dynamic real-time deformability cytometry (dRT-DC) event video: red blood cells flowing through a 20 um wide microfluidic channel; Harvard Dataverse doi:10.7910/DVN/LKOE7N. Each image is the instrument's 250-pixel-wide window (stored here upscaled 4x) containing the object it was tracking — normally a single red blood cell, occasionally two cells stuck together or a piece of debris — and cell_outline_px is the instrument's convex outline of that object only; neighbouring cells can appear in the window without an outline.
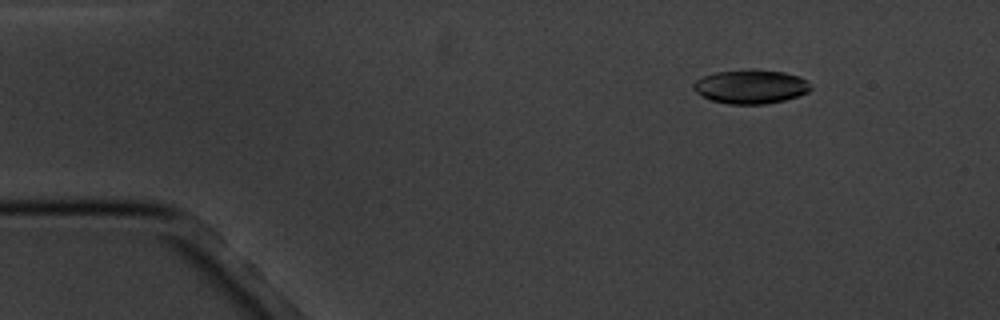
{"species": "common noctule bat (a hibernating species)", "species_latin": "Nyctalus noctula", "temperature_condition": "cold", "stored_images_in_passage": 5, "camera_frame_rate_fps": 3000, "um_per_image_px": 0.085, "animal": {"sex": "male", "body_mass_g": 20.1, "forearm_length_mm": 53.5}, "frame": {"image": 1, "passage_image": 2, "time_ms": 2.0, "image_size_px": [1000, 320], "cell_outline_px": [[812, 88], [808, 92], [800, 96], [784, 100], [764, 104], [728, 104], [712, 100], [696, 92], [692, 88], [692, 84], [696, 80], [704, 76], [716, 72], [748, 68], [756, 68], [784, 72], [800, 76]], "centroid_in_image_um": [63.82, 7.34], "position_along_channel_um": 21.2, "area_um2": 23.41}}
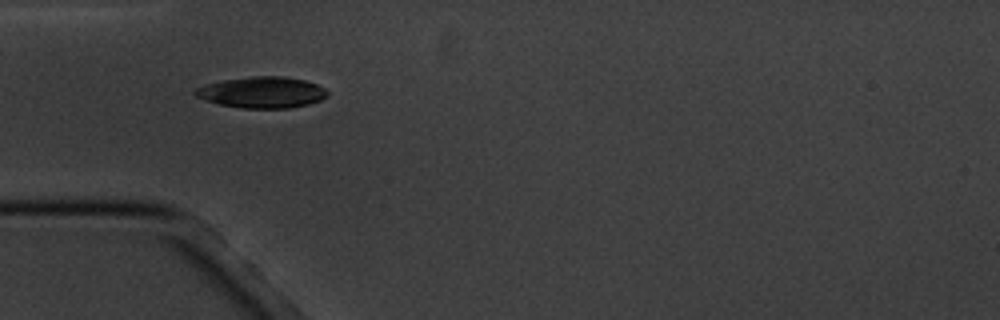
{"frame": {"image": 2, "passage_image": 4, "time_ms": 5.333, "image_size_px": [1000, 320], "cell_outline_px": [[328, 96], [320, 100], [308, 104], [288, 108], [244, 108], [220, 104], [196, 96], [192, 92], [196, 88], [204, 84], [224, 80], [252, 76], [284, 76], [304, 80], [316, 84], [324, 88], [328, 92]], "centroid_in_image_um": [22.28, 7.84], "position_along_channel_um": 62.7, "area_um2": 23.87}}
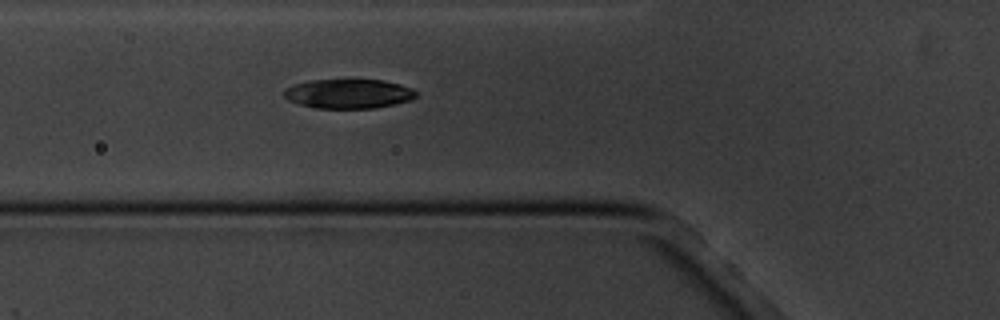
{"frame": {"image": 3, "passage_image": 5, "time_ms": 6.333, "image_size_px": [1000, 320], "cell_outline_px": [[416, 96], [412, 100], [372, 108], [316, 108], [300, 104], [288, 100], [284, 96], [284, 88], [292, 84], [312, 80], [348, 76], [384, 80], [400, 84], [412, 88], [416, 92]], "centroid_in_image_um": [29.6, 7.9], "position_along_channel_um": 96.2, "area_um2": 23.58}}